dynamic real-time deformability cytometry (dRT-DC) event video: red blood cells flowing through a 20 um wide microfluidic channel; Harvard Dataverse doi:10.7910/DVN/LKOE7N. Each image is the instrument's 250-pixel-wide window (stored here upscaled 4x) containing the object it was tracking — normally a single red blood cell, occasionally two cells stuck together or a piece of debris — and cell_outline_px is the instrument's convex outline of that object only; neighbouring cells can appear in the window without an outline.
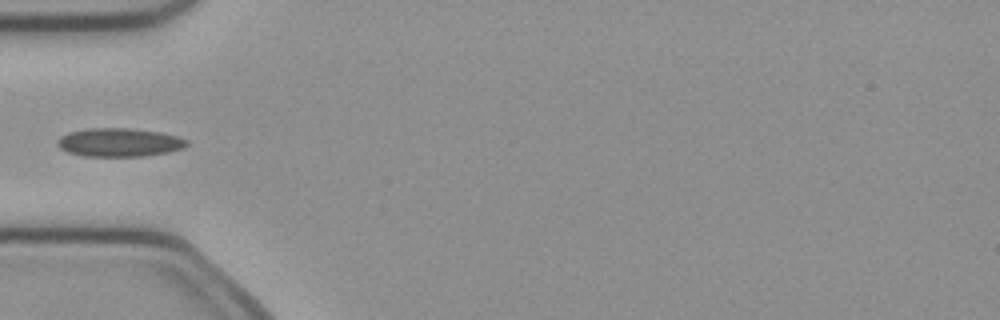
{"species": "common noctule bat (a hibernating species)", "species_latin": "Nyctalus noctula", "temperature_condition": "cold", "stored_images_in_passage": 5, "camera_frame_rate_fps": 3000, "um_per_image_px": 0.085, "animal": {"sex": "female", "body_mass_g": 21.9}, "frame": {"image": 1, "passage_image": 4, "time_ms": 1.0, "image_size_px": [1000, 320], "cell_outline_px": [[188, 144], [184, 148], [168, 152], [144, 156], [84, 156], [68, 152], [60, 148], [56, 144], [56, 140], [60, 136], [68, 132], [88, 128], [128, 128], [160, 132], [176, 136], [188, 140]], "centroid_in_image_um": [10.11, 12.1], "position_along_channel_um": 74.9, "area_um2": 21.56}}